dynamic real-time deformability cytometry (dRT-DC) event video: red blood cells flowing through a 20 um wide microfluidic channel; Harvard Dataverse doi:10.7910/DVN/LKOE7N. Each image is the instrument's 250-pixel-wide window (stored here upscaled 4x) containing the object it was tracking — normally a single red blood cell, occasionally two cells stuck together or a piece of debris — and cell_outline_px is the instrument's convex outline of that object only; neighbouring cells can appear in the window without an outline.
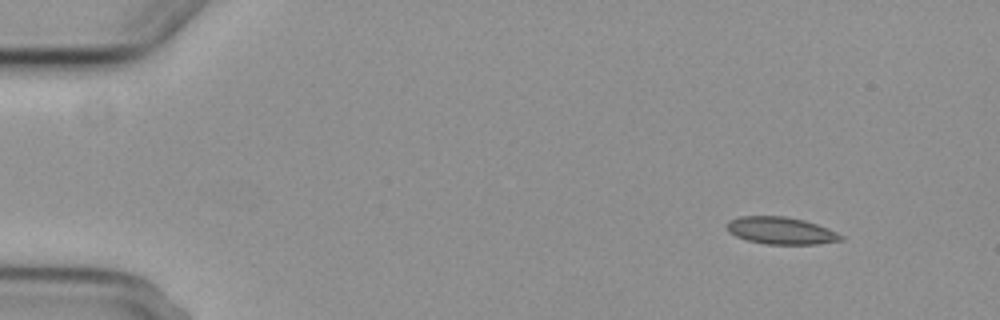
{"species": "common noctule bat (a hibernating species)", "species_latin": "Nyctalus noctula", "temperature_condition": "cold", "stored_images_in_passage": 4, "camera_frame_rate_fps": 3000, "um_per_image_px": 0.085, "animal": {"sex": "female", "body_mass_g": 29.2, "forearm_length_mm": 56.3}, "frame": {"image": 1, "passage_image": 1, "time_ms": 0.0, "image_size_px": [1000, 320], "cell_outline_px": [[844, 240], [816, 244], [764, 244], [748, 240], [736, 236], [728, 232], [724, 224], [728, 220], [740, 216], [784, 216], [804, 220], [828, 228], [844, 236]], "centroid_in_image_um": [66.34, 19.6], "position_along_channel_um": 18.7, "area_um2": 18.21}}
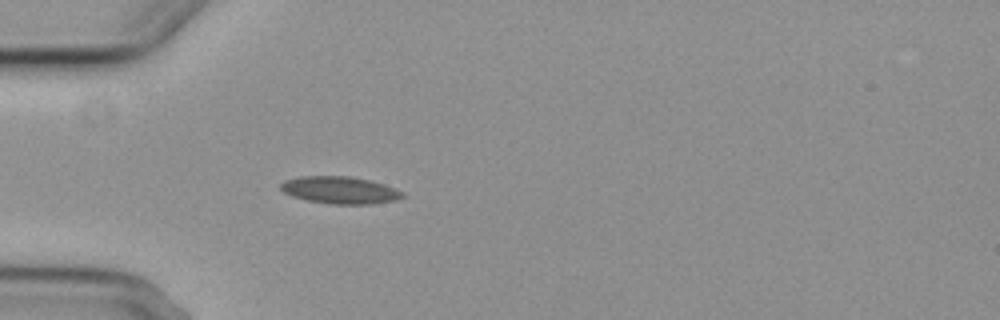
{"frame": {"image": 2, "passage_image": 4, "time_ms": 3.667, "image_size_px": [1000, 320], "cell_outline_px": [[404, 196], [396, 200], [368, 204], [332, 204], [308, 200], [292, 196], [284, 192], [280, 188], [280, 184], [284, 180], [300, 176], [348, 176], [368, 180], [384, 184], [404, 192]], "centroid_in_image_um": [28.88, 16.15], "position_along_channel_um": 56.1, "area_um2": 19.19}}